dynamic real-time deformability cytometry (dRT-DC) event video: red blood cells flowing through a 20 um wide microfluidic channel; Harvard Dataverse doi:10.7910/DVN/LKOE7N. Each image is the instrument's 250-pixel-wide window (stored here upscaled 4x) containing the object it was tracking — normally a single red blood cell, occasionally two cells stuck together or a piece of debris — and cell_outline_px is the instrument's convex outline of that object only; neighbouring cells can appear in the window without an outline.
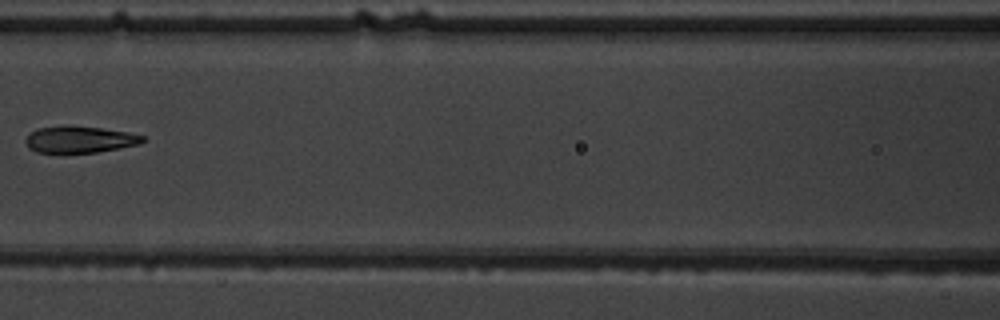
{"species": "common noctule bat (a hibernating species)", "species_latin": "Nyctalus noctula", "temperature_condition": "warm", "stored_images_in_passage": 4, "camera_frame_rate_fps": 3000, "um_per_image_px": 0.085, "animal": {"sex": "male", "body_mass_g": 19.5, "forearm_length_mm": 54.6}, "frame": {"image": 1, "passage_image": 3, "time_ms": 2.333, "image_size_px": [1000, 320], "cell_outline_px": [[144, 140], [140, 144], [120, 148], [96, 152], [36, 152], [28, 148], [24, 140], [36, 128], [68, 124], [100, 128], [128, 132], [144, 136]], "centroid_in_image_um": [6.75, 11.83], "position_along_channel_um": 159.9, "area_um2": 18.26}}
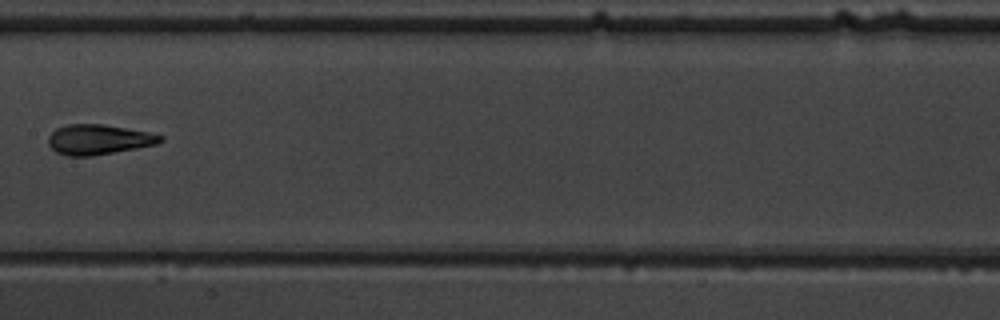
{"frame": {"image": 2, "passage_image": 4, "time_ms": 3.333, "image_size_px": [1000, 320], "cell_outline_px": [[164, 140], [156, 144], [136, 148], [92, 156], [68, 156], [56, 152], [48, 144], [48, 136], [56, 128], [68, 124], [104, 124], [148, 132], [164, 136]], "centroid_in_image_um": [8.36, 11.85], "position_along_channel_um": 199.0, "area_um2": 19.59}}